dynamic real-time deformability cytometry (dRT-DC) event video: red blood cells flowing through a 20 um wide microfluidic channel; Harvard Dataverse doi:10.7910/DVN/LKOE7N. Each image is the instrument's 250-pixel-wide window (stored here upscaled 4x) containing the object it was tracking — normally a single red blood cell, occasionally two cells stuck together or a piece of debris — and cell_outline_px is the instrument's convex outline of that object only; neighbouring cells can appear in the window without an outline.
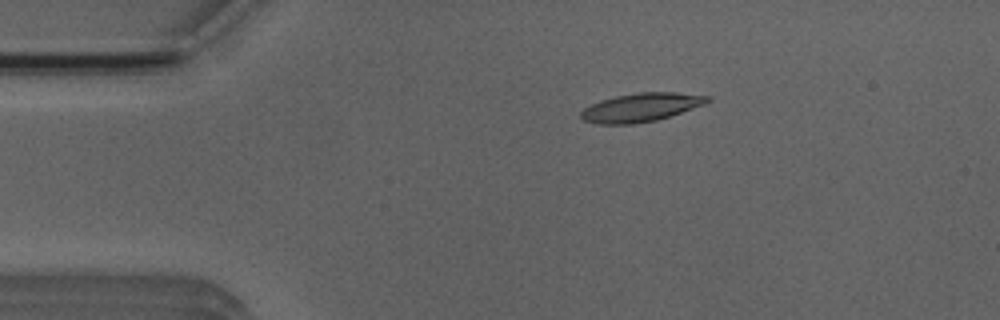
{"species": "Egyptian fruit bat (a non-hibernating species)", "species_latin": "Rousettus aegyptiacus", "temperature_condition": "room temperature", "stored_images_in_passage": 3, "camera_frame_rate_fps": 3000, "um_per_image_px": 0.085, "animal": {"sex": "male"}, "frame": {"image": 1, "passage_image": 1, "time_ms": 0.0, "image_size_px": [1000, 320], "cell_outline_px": [[712, 100], [704, 104], [656, 120], [632, 124], [596, 124], [584, 120], [580, 116], [580, 112], [584, 108], [600, 100], [616, 96], [640, 92], [676, 92], [708, 96]], "centroid_in_image_um": [54.45, 9.12], "position_along_channel_um": 30.6, "area_um2": 20.81}}